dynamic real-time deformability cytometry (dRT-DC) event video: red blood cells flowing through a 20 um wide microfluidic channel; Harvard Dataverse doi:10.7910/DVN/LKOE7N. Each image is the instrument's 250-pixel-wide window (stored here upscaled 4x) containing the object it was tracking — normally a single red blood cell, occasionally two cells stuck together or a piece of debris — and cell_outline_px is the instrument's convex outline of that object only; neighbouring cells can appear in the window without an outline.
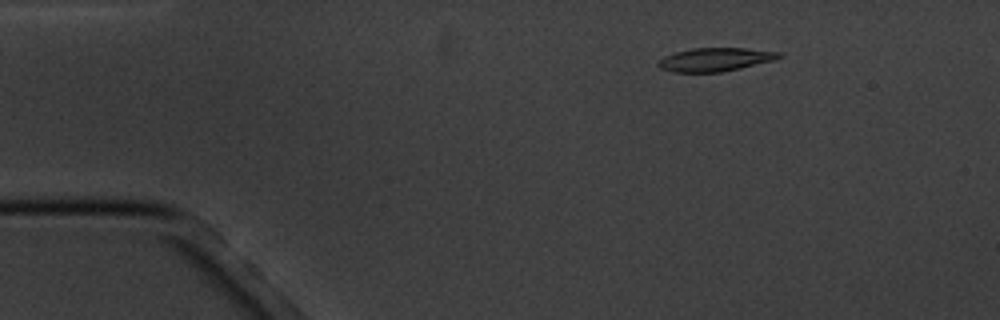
{"species": "common noctule bat (a hibernating species)", "species_latin": "Nyctalus noctula", "temperature_condition": "cold", "stored_images_in_passage": 17, "camera_frame_rate_fps": 3000, "um_per_image_px": 0.085, "animal": {"sex": "male", "body_mass_g": 20.1, "forearm_length_mm": 53.5}, "frame": {"image": 1, "passage_image": 3, "time_ms": 2.333, "image_size_px": [1000, 320], "cell_outline_px": [[780, 56], [772, 60], [740, 68], [720, 72], [672, 72], [660, 68], [656, 64], [664, 56], [676, 52], [692, 48], [744, 48], [780, 52]], "centroid_in_image_um": [60.72, 5.06], "position_along_channel_um": 24.3, "area_um2": 16.24}}
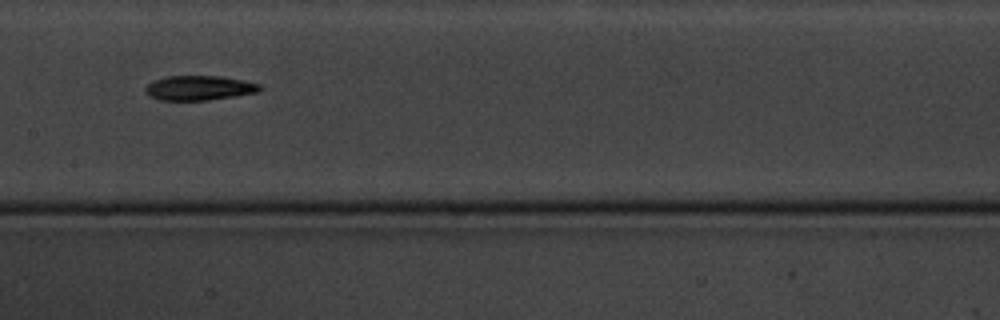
{"frame": {"image": 2, "passage_image": 9, "time_ms": 9.0, "image_size_px": [1000, 320], "cell_outline_px": [[264, 88], [260, 92], [208, 100], [160, 100], [148, 96], [144, 92], [144, 88], [152, 80], [164, 76], [224, 76], [244, 80], [260, 84]], "centroid_in_image_um": [16.93, 7.47], "position_along_channel_um": 190.5, "area_um2": 16.76}}
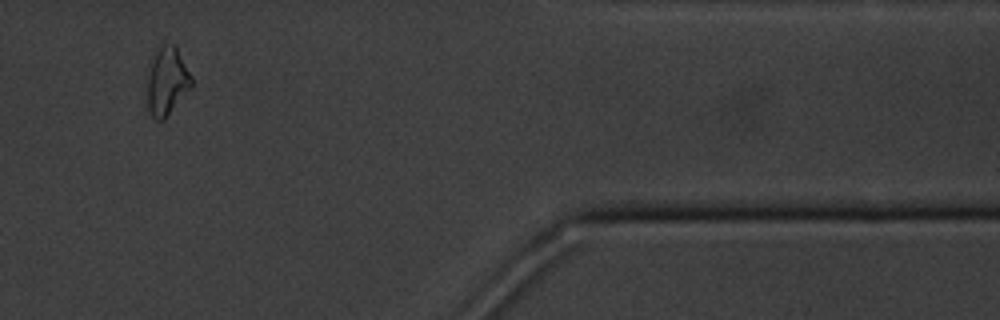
{"frame": {"image": 3, "passage_image": 15, "time_ms": 16.0, "image_size_px": [1000, 320], "cell_outline_px": [[192, 88], [164, 120], [156, 120], [152, 116], [148, 108], [148, 76], [156, 48], [164, 44], [172, 44], [176, 48], [192, 76]], "centroid_in_image_um": [14.22, 6.93], "position_along_channel_um": 397.2, "area_um2": 17.34}, "authors_computed_cell_mechanics": {"area_um2": 16.762, "velocity_mm_per_s": 3.4413, "shape_relaxation_time_tau1_ms": 3.0171, "shape_relaxation_time_tau2_ms": null, "deformation_change_tau1": 0.1314, "deformation_change_tau2": null}}